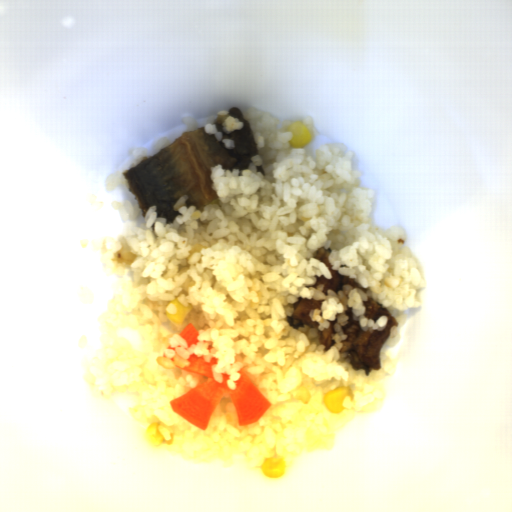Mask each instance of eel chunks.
Returning a JSON list of instances; mask_svg holds the SVG:
<instances>
[{
  "label": "eel chunks",
  "mask_w": 512,
  "mask_h": 512,
  "mask_svg": "<svg viewBox=\"0 0 512 512\" xmlns=\"http://www.w3.org/2000/svg\"><path fill=\"white\" fill-rule=\"evenodd\" d=\"M228 115L243 122L242 129L225 132L222 123L213 122L221 138L233 140L234 147L226 148L224 142L204 128L183 132L170 145L153 156L142 158L139 163L122 172L135 197L143 218L155 205L157 218L173 222L182 215L174 206L183 195L187 207L200 209L218 198L212 189L211 168L244 169L252 163V156L259 154L251 123L244 120L240 108L230 109Z\"/></svg>",
  "instance_id": "obj_1"
},
{
  "label": "eel chunks",
  "mask_w": 512,
  "mask_h": 512,
  "mask_svg": "<svg viewBox=\"0 0 512 512\" xmlns=\"http://www.w3.org/2000/svg\"><path fill=\"white\" fill-rule=\"evenodd\" d=\"M363 306L365 308L364 316L374 322H377L380 317L386 316L385 328L376 332L364 330L360 322L353 319L354 311L352 307L348 308L345 312V315L349 318L348 324L341 327L347 338L341 341L342 348L339 353L347 354L346 358H349L351 366L354 369L363 370L367 376L371 370L379 371L381 369V347L392 327L399 326V321L388 309L372 297L363 301Z\"/></svg>",
  "instance_id": "obj_2"
},
{
  "label": "eel chunks",
  "mask_w": 512,
  "mask_h": 512,
  "mask_svg": "<svg viewBox=\"0 0 512 512\" xmlns=\"http://www.w3.org/2000/svg\"><path fill=\"white\" fill-rule=\"evenodd\" d=\"M331 251L332 249L330 248L324 249V247H321L318 249L314 258L326 265L332 275V279H326L322 275L320 277L315 276L316 283L313 288L317 289L319 285H324L322 292L326 296L328 295L327 290H333L337 294L339 291L343 290L345 285H351L353 288L360 289L366 293L367 290L365 288H361L358 282L353 280L350 276L342 275L337 270L332 269L333 266L329 260Z\"/></svg>",
  "instance_id": "obj_3"
},
{
  "label": "eel chunks",
  "mask_w": 512,
  "mask_h": 512,
  "mask_svg": "<svg viewBox=\"0 0 512 512\" xmlns=\"http://www.w3.org/2000/svg\"><path fill=\"white\" fill-rule=\"evenodd\" d=\"M322 300H307L306 298H299L296 303L293 304V315L287 317V322L293 326L296 330L302 326H308L310 328H317L319 326L318 321H312L310 318L311 310H321Z\"/></svg>",
  "instance_id": "obj_4"
},
{
  "label": "eel chunks",
  "mask_w": 512,
  "mask_h": 512,
  "mask_svg": "<svg viewBox=\"0 0 512 512\" xmlns=\"http://www.w3.org/2000/svg\"><path fill=\"white\" fill-rule=\"evenodd\" d=\"M330 325L328 328L323 329V331H319L317 337L319 339V344L325 346L324 351H329L331 347L334 345L335 340H333V335L337 332L335 331V324L338 322L336 319L334 321H329Z\"/></svg>",
  "instance_id": "obj_5"
},
{
  "label": "eel chunks",
  "mask_w": 512,
  "mask_h": 512,
  "mask_svg": "<svg viewBox=\"0 0 512 512\" xmlns=\"http://www.w3.org/2000/svg\"><path fill=\"white\" fill-rule=\"evenodd\" d=\"M255 170H256V172H260L261 174H263L265 176L263 164L256 166Z\"/></svg>",
  "instance_id": "obj_6"
}]
</instances>
